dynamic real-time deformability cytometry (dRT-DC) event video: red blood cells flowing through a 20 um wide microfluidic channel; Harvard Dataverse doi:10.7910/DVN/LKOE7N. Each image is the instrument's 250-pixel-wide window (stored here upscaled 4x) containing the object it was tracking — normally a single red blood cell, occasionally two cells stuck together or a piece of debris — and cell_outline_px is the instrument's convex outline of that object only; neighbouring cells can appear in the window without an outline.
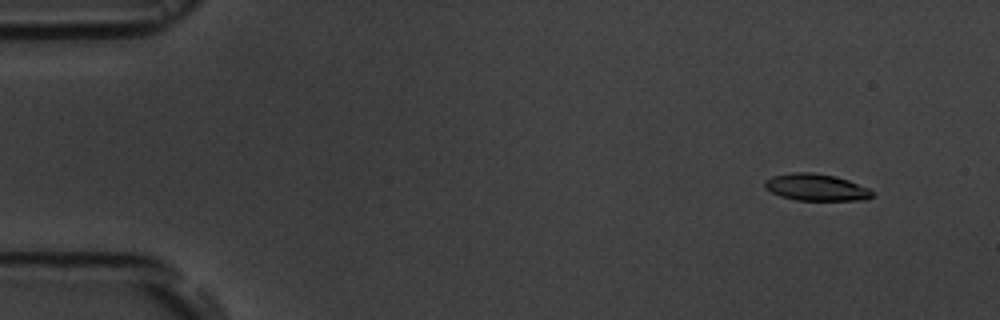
{"species": "common noctule bat (a hibernating species)", "species_latin": "Nyctalus noctula", "temperature_condition": "room temperature", "stored_images_in_passage": 6, "camera_frame_rate_fps": 3000, "um_per_image_px": 0.085, "animal": {"sex": "male", "body_mass_g": 19.5, "forearm_length_mm": 54.6}, "frame": {"image": 1, "passage_image": 2, "time_ms": 1.333, "image_size_px": [1000, 320], "cell_outline_px": [[872, 196], [868, 200], [796, 200], [780, 196], [764, 188], [764, 180], [772, 176], [792, 172], [812, 172], [836, 176], [848, 180], [868, 188], [872, 192]], "centroid_in_image_um": [69.34, 15.92], "position_along_channel_um": 15.7, "area_um2": 16.88}}
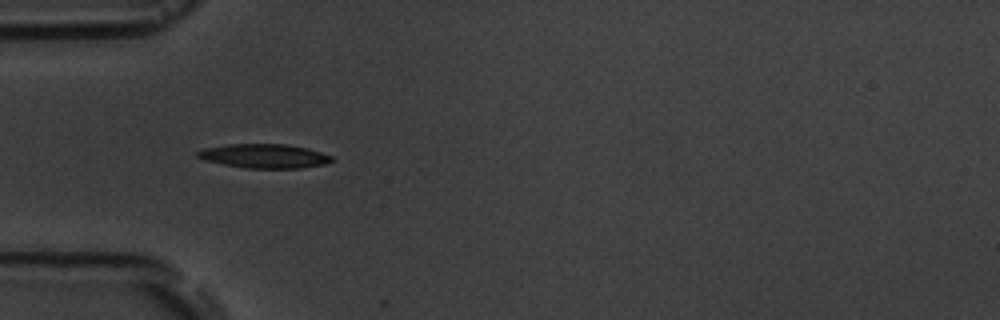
{"frame": {"image": 2, "passage_image": 5, "time_ms": 5.667, "image_size_px": [1000, 320], "cell_outline_px": [[336, 160], [324, 164], [300, 168], [244, 168], [204, 160], [196, 156], [196, 152], [204, 148], [228, 144], [288, 144], [308, 148], [332, 156]], "centroid_in_image_um": [22.47, 13.26], "position_along_channel_um": 62.5, "area_um2": 18.9}}
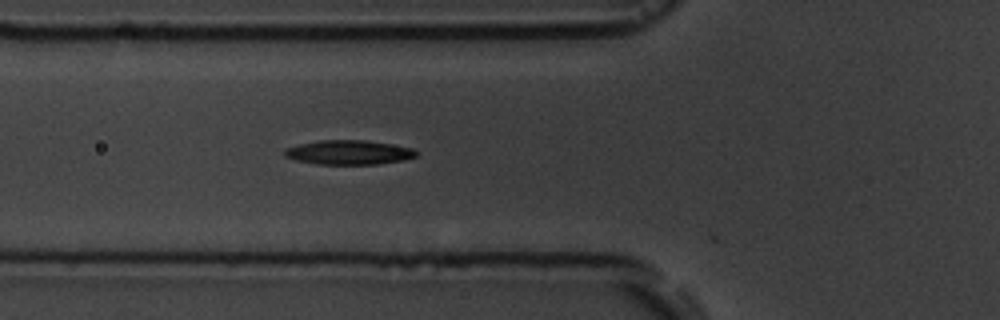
{"frame": {"image": 3, "passage_image": 6, "time_ms": 6.667, "image_size_px": [1000, 320], "cell_outline_px": [[416, 156], [404, 160], [380, 164], [316, 164], [296, 160], [284, 156], [284, 148], [300, 144], [320, 140], [364, 140], [412, 148], [416, 152]], "centroid_in_image_um": [29.61, 12.96], "position_along_channel_um": 96.2, "area_um2": 18.55}}